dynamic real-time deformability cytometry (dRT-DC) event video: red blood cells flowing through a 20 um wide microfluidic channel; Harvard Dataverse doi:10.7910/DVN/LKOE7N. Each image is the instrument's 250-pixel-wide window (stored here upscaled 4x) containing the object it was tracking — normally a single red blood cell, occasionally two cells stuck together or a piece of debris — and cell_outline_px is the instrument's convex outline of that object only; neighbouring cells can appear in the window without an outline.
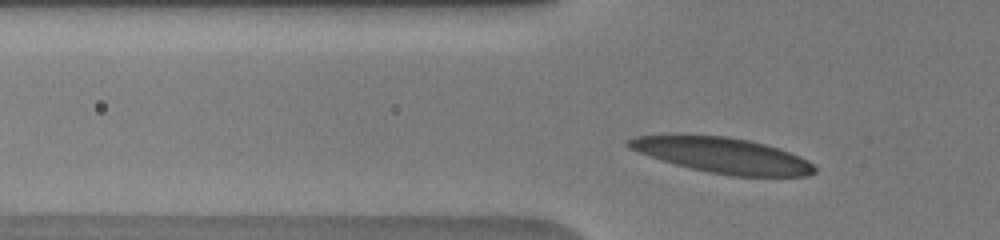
{"species": "human", "species_latin": "Homo sapiens", "temperature_condition": "warm", "stored_images_in_passage": 31, "camera_frame_rate_fps": 3000, "um_per_image_px": 0.085, "donor": {"sex": "male"}, "frame": {"image": 1, "passage_image": 2, "time_ms": 0.333, "image_size_px": [1000, 240], "cell_outline_px": [[816, 172], [808, 176], [732, 176], [708, 172], [676, 164], [628, 148], [624, 144], [628, 140], [636, 136], [728, 136], [748, 140], [764, 144], [800, 156], [808, 160], [816, 168]], "centroid_in_image_um": [61.49, 13.22], "position_along_channel_um": 64.3, "area_um2": 37.57}}
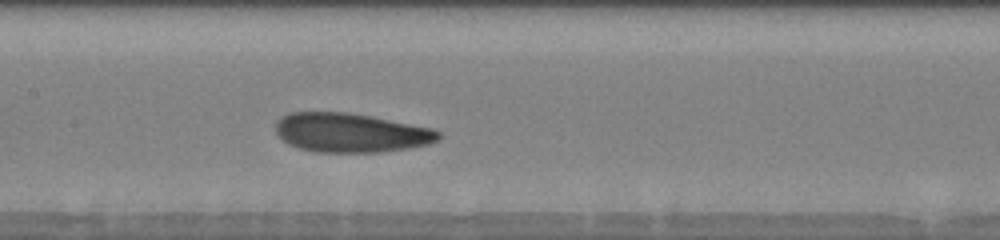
{"frame": {"image": 2, "passage_image": 11, "time_ms": 3.333, "image_size_px": [1000, 240], "cell_outline_px": [[440, 136], [436, 140], [428, 144], [408, 148], [380, 152], [316, 152], [300, 148], [288, 144], [276, 132], [276, 120], [288, 112], [348, 112], [432, 128], [440, 132]], "centroid_in_image_um": [29.78, 11.28], "position_along_channel_um": 177.6, "area_um2": 36.93}}
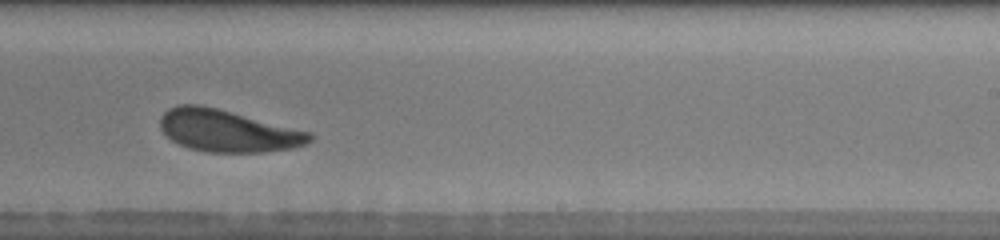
{"frame": {"image": 3, "passage_image": 18, "time_ms": 5.667, "image_size_px": [1000, 240], "cell_outline_px": [[312, 140], [308, 144], [292, 148], [264, 152], [204, 152], [188, 148], [172, 140], [160, 128], [160, 116], [168, 108], [180, 104], [200, 104], [312, 132]], "centroid_in_image_um": [19.35, 11.12], "position_along_channel_um": 269.6, "area_um2": 36.65}, "authors_computed_cell_mechanics": {"area_um2": 36.9342, "velocity_mm_per_s": 3.9562, "shape_relaxation_time_tau1_ms": 3.7381, "shape_relaxation_time_tau2_ms": 3.1525, "deformation_change_tau1": 0.1336, "deformation_change_tau2": 0.1181}}